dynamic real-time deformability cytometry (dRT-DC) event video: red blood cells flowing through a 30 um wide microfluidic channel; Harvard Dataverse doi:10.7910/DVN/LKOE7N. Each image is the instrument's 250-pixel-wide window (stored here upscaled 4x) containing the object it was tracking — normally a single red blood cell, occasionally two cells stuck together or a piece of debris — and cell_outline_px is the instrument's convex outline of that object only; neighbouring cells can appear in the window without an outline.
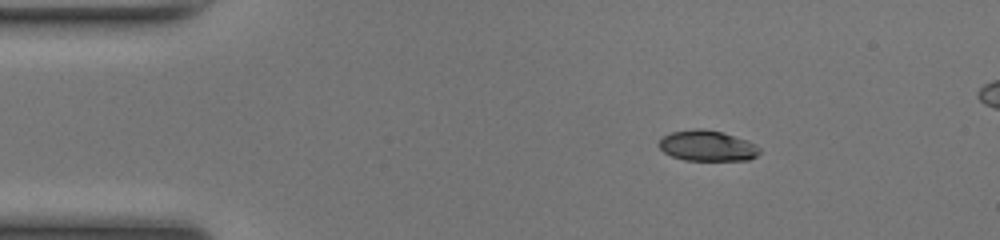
{"species": "common noctule bat (a hibernating species)", "species_latin": "Nyctalus noctula", "temperature_condition": "room temperature", "stored_images_in_passage": 48, "camera_frame_rate_fps": 3000, "um_per_image_px": 0.085, "animal": {"sex": "female", "body_mass_g": 17.0, "forearm_length_mm": 48.0}, "frame": {"image": 1, "passage_image": 7, "time_ms": 2.0, "image_size_px": [1000, 240], "cell_outline_px": [[760, 152], [756, 156], [748, 160], [684, 160], [672, 156], [664, 152], [660, 148], [660, 140], [664, 136], [672, 132], [692, 128], [704, 128], [720, 132], [756, 144], [760, 148]], "centroid_in_image_um": [60.11, 12.39], "position_along_channel_um": 24.9, "area_um2": 17.74}}
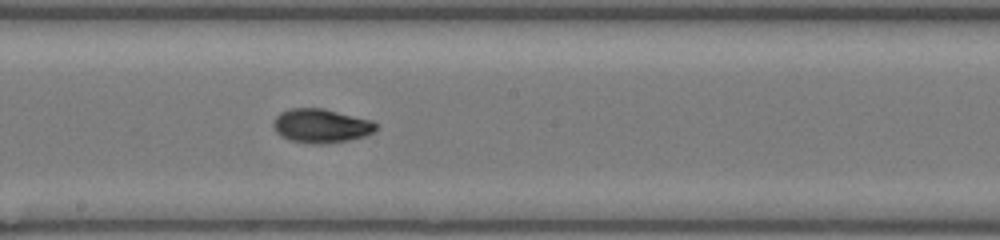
{"frame": {"image": 2, "passage_image": 26, "time_ms": 8.333, "image_size_px": [1000, 240], "cell_outline_px": [[376, 128], [372, 132], [364, 136], [348, 140], [328, 144], [312, 144], [288, 140], [280, 136], [276, 132], [272, 124], [276, 116], [280, 112], [288, 108], [324, 108], [372, 120], [376, 124]], "centroid_in_image_um": [27.25, 10.69], "position_along_channel_um": 221.0, "area_um2": 20.52}}
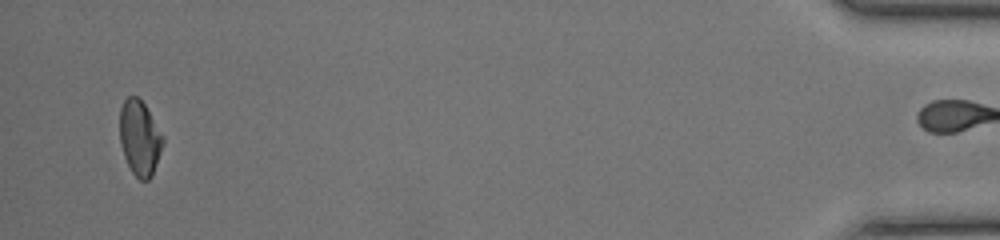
{"frame": {"image": 3, "passage_image": 47, "time_ms": 15.333, "image_size_px": [1000, 240], "cell_outline_px": [[164, 140], [152, 176], [148, 180], [140, 180], [132, 172], [124, 156], [120, 144], [120, 108], [124, 100], [128, 96], [136, 96], [144, 104], [164, 136]], "centroid_in_image_um": [11.87, 11.72], "position_along_channel_um": 423.3, "area_um2": 18.73}, "authors_computed_cell_mechanics": {"area_um2": 19.074, "velocity_mm_per_s": 4.1967, "shape_relaxation_time_tau1_ms": 6.9816, "shape_relaxation_time_tau2_ms": 1.4486, "deformation_change_tau1": 0.1928, "deformation_change_tau2": 0.049}}